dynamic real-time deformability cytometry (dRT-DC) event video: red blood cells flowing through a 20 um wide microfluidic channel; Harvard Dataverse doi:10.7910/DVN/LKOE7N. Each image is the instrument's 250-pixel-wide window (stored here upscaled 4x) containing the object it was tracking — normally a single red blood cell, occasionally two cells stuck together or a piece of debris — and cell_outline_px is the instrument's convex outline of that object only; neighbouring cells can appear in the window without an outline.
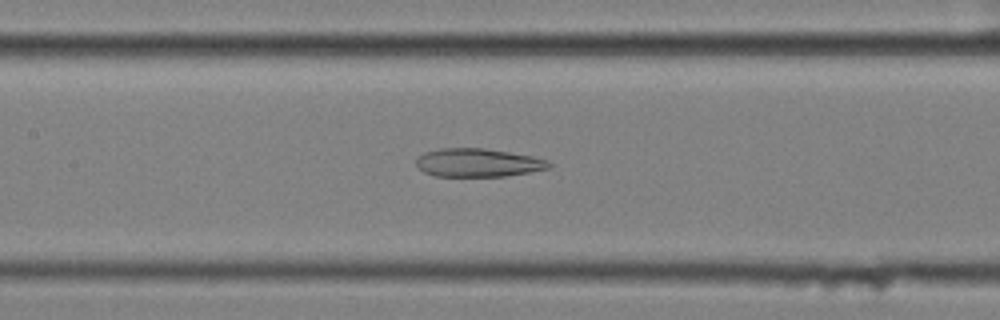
{"species": "common noctule bat (a hibernating species)", "species_latin": "Nyctalus noctula", "temperature_condition": "cold", "stored_images_in_passage": 54, "camera_frame_rate_fps": 3000, "um_per_image_px": 0.085, "animal": {"sex": "female", "body_mass_g": 25.1}, "frame": {"image": 1, "passage_image": 26, "time_ms": 8.333, "image_size_px": [1000, 320], "cell_outline_px": [[552, 168], [504, 176], [436, 176], [424, 172], [416, 164], [416, 156], [424, 152], [440, 148], [484, 148], [532, 156], [548, 160], [552, 164]], "centroid_in_image_um": [40.62, 13.82], "position_along_channel_um": 166.8, "area_um2": 21.96}}
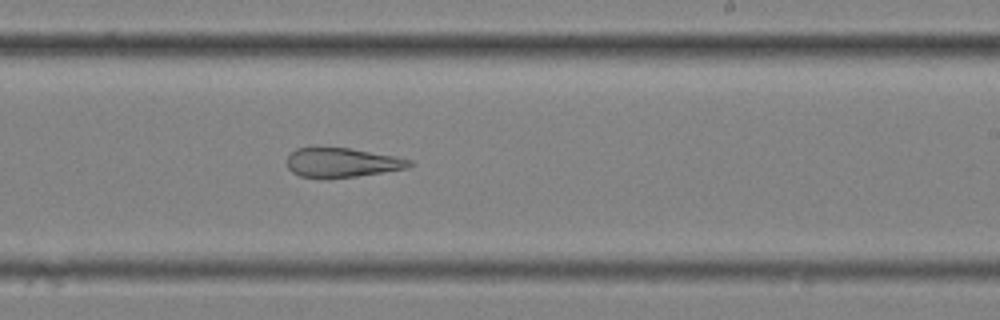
{"frame": {"image": 2, "passage_image": 34, "time_ms": 11.0, "image_size_px": [1000, 320], "cell_outline_px": [[412, 164], [408, 168], [356, 176], [300, 176], [292, 172], [288, 168], [288, 156], [296, 148], [316, 144], [348, 148], [396, 156], [412, 160]], "centroid_in_image_um": [29.04, 13.75], "position_along_channel_um": 260.0, "area_um2": 20.98}}
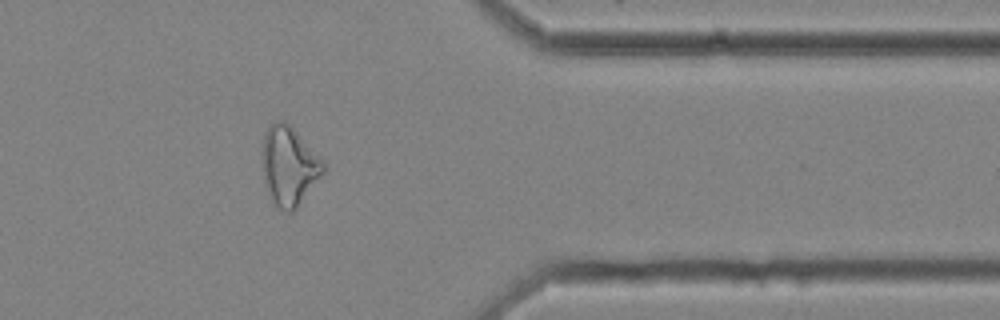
{"frame": {"image": 3, "passage_image": 46, "time_ms": 15.0, "image_size_px": [1000, 320], "cell_outline_px": [[324, 172], [296, 208], [292, 212], [288, 212], [280, 208], [272, 200], [264, 184], [260, 152], [264, 132], [272, 120], [284, 120], [324, 160]], "centroid_in_image_um": [24.51, 14.06], "position_along_channel_um": 386.9, "area_um2": 28.26}}